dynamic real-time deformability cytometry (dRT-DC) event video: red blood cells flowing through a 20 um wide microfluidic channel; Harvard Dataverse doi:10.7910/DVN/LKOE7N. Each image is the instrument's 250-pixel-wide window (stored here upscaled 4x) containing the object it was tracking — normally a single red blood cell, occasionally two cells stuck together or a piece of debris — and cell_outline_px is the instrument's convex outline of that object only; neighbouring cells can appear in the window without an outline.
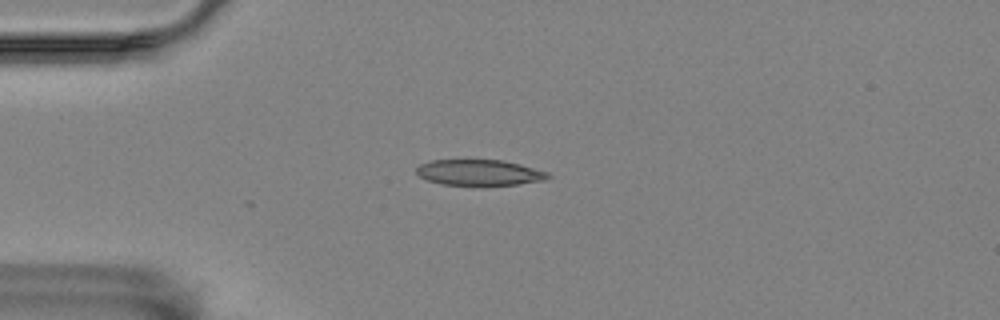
{"species": "Egyptian fruit bat (a non-hibernating species)", "species_latin": "Rousettus aegyptiacus", "temperature_condition": "room temperature", "stored_images_in_passage": 12, "camera_frame_rate_fps": 3000, "um_per_image_px": 0.085, "animal": {"sex": "female"}, "frame": {"image": 1, "passage_image": 1, "time_ms": 0.0, "image_size_px": [1000, 320], "cell_outline_px": [[552, 176], [544, 180], [520, 184], [444, 184], [428, 180], [420, 176], [416, 172], [416, 168], [420, 164], [432, 160], [504, 160], [520, 164], [548, 172]], "centroid_in_image_um": [40.77, 14.65], "position_along_channel_um": 44.2, "area_um2": 19.42}}